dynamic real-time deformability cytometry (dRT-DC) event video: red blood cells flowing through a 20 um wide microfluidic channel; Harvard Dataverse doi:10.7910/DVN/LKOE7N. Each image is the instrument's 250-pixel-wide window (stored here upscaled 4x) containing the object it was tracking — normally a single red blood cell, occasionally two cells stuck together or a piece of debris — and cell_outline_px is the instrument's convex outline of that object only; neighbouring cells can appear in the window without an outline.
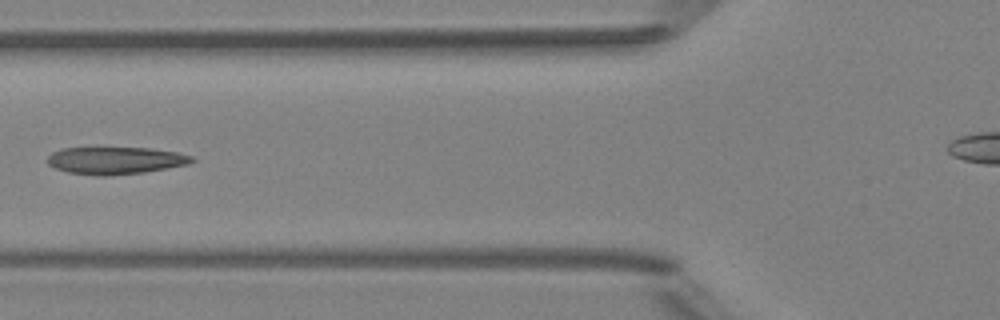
{"species": "Egyptian fruit bat (a non-hibernating species)", "species_latin": "Rousettus aegyptiacus", "temperature_condition": "room temperature", "stored_images_in_passage": 6, "camera_frame_rate_fps": 3000, "um_per_image_px": 0.085, "animal": {"sex": "female"}, "frame": {"image": 1, "passage_image": 6, "time_ms": 6.333, "image_size_px": [1000, 320], "cell_outline_px": [[196, 160], [188, 164], [144, 172], [104, 176], [96, 176], [68, 172], [56, 168], [48, 164], [48, 156], [52, 152], [60, 148], [152, 148], [176, 152], [192, 156]], "centroid_in_image_um": [9.8, 13.64], "position_along_channel_um": 116.0, "area_um2": 22.89}}